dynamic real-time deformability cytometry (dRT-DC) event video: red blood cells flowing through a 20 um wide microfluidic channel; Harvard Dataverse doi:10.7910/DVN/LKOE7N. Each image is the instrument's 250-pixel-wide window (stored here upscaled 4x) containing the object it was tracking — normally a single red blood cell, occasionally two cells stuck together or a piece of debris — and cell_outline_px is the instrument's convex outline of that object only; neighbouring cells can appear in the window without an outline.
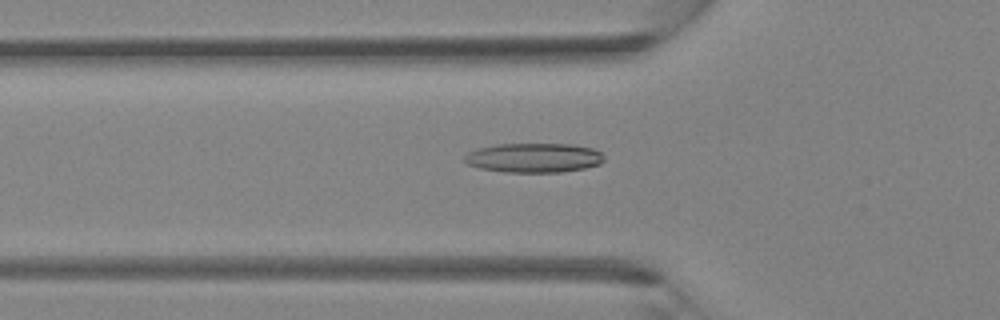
{"species": "Egyptian fruit bat (a non-hibernating species)", "species_latin": "Rousettus aegyptiacus", "temperature_condition": "room temperature", "stored_images_in_passage": 40, "camera_frame_rate_fps": 3000, "um_per_image_px": 0.085, "animal": {"sex": "female"}, "frame": {"image": 1, "passage_image": 14, "time_ms": 4.333, "image_size_px": [1000, 320], "cell_outline_px": [[604, 160], [600, 164], [584, 168], [560, 172], [504, 172], [480, 168], [468, 164], [464, 160], [464, 156], [468, 152], [480, 148], [496, 144], [572, 144], [592, 148], [600, 152], [604, 156]], "centroid_in_image_um": [45.38, 13.41], "position_along_channel_um": 80.4, "area_um2": 23.87}}
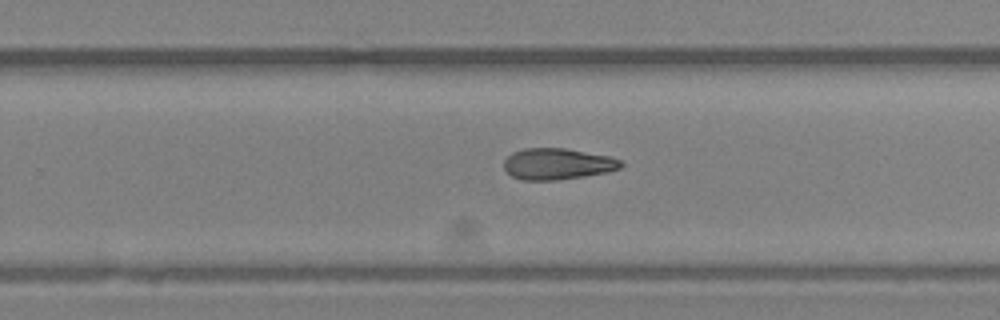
{"frame": {"image": 2, "passage_image": 26, "time_ms": 8.333, "image_size_px": [1000, 320], "cell_outline_px": [[624, 164], [620, 168], [608, 172], [584, 176], [556, 180], [524, 180], [512, 176], [504, 168], [504, 160], [512, 152], [524, 148], [564, 148], [608, 156], [620, 160]], "centroid_in_image_um": [47.37, 13.93], "position_along_channel_um": 282.4, "area_um2": 21.21}}
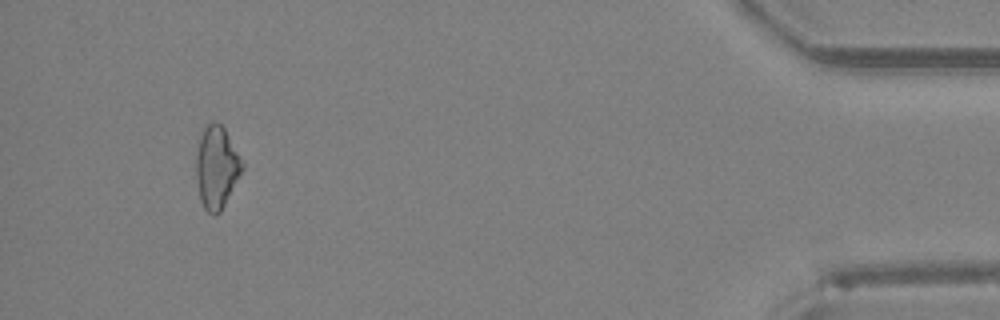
{"frame": {"image": 3, "passage_image": 38, "time_ms": 12.333, "image_size_px": [1000, 320], "cell_outline_px": [[244, 168], [220, 212], [216, 216], [212, 216], [204, 208], [200, 200], [196, 176], [196, 156], [200, 136], [204, 128], [212, 120], [216, 120], [224, 128], [244, 164]], "centroid_in_image_um": [18.4, 14.23], "position_along_channel_um": 416.8, "area_um2": 22.02}}